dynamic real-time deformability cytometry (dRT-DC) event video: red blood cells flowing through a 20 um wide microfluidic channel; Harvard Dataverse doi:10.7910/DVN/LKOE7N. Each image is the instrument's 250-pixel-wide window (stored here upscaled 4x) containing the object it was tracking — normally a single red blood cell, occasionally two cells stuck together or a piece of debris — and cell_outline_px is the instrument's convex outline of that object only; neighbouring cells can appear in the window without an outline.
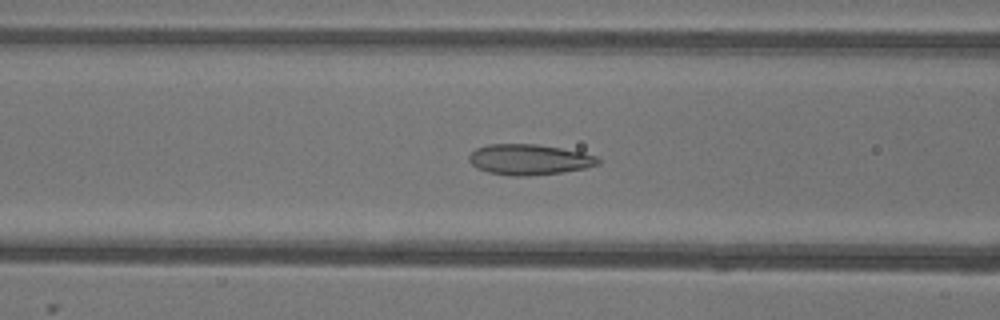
{"species": "common noctule bat (a hibernating species)", "species_latin": "Nyctalus noctula", "temperature_condition": "warm", "stored_images_in_passage": 51, "camera_frame_rate_fps": 3000, "um_per_image_px": 0.085, "animal": {"sex": "female"}, "frame": {"image": 1, "passage_image": 19, "time_ms": 6.0, "image_size_px": [1000, 320], "cell_outline_px": [[600, 164], [584, 168], [560, 172], [528, 176], [508, 176], [488, 172], [476, 168], [468, 160], [468, 156], [476, 148], [488, 144], [536, 144], [560, 148], [580, 152], [596, 156], [600, 160]], "centroid_in_image_um": [44.94, 13.56], "position_along_channel_um": 121.7, "area_um2": 22.95}}
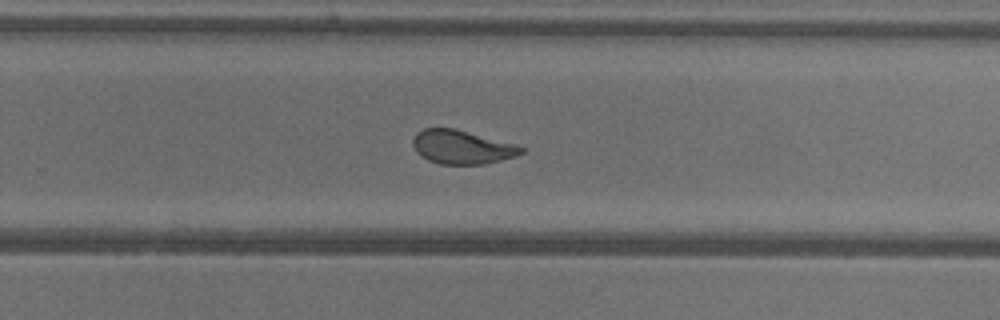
{"frame": {"image": 2, "passage_image": 32, "time_ms": 10.333, "image_size_px": [1000, 320], "cell_outline_px": [[524, 152], [516, 156], [484, 164], [440, 164], [428, 160], [416, 152], [412, 144], [412, 140], [416, 132], [424, 128], [452, 128], [516, 144], [524, 148]], "centroid_in_image_um": [39.24, 12.5], "position_along_channel_um": 290.6, "area_um2": 21.21}}
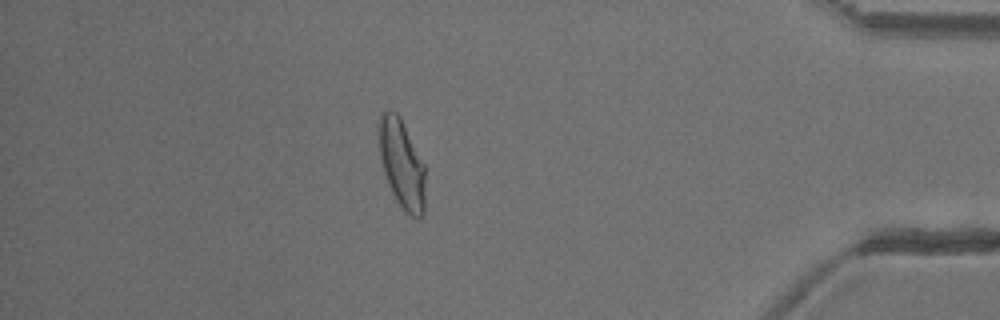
{"frame": {"image": 3, "passage_image": 44, "time_ms": 14.333, "image_size_px": [1000, 320], "cell_outline_px": [[424, 212], [416, 220], [396, 200], [392, 192], [384, 172], [380, 160], [376, 132], [380, 116], [388, 108], [392, 108], [400, 116], [424, 164]], "centroid_in_image_um": [34.11, 13.84], "position_along_channel_um": 401.1, "area_um2": 24.1}, "authors_computed_cell_mechanics": {"area_um2": 23.2934, "velocity_mm_per_s": 3.9042, "shape_relaxation_time_tau1_ms": 9.1494, "shape_relaxation_time_tau2_ms": 0.9611, "deformation_change_tau1": 0.2327, "deformation_change_tau2": 0.0673}}